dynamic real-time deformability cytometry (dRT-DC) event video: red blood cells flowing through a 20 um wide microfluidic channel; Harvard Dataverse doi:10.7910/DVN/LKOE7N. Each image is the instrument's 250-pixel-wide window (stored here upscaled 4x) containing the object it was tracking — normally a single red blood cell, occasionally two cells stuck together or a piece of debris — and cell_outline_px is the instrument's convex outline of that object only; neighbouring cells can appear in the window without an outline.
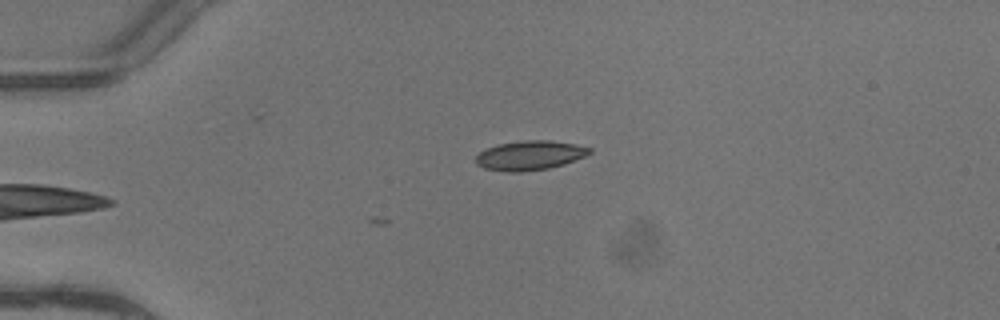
{"species": "common noctule bat (a hibernating species)", "species_latin": "Nyctalus noctula", "temperature_condition": "warm", "stored_images_in_passage": 5, "camera_frame_rate_fps": 3000, "um_per_image_px": 0.085, "animal": {"sex": "female"}, "frame": {"image": 1, "passage_image": 5, "time_ms": 1.333, "image_size_px": [1000, 320], "cell_outline_px": [[592, 152], [584, 156], [564, 164], [548, 168], [520, 172], [508, 172], [484, 168], [476, 164], [476, 156], [480, 152], [496, 144], [524, 140], [548, 140], [576, 144], [592, 148]], "centroid_in_image_um": [45.03, 13.2], "position_along_channel_um": 40.0, "area_um2": 19.42}}